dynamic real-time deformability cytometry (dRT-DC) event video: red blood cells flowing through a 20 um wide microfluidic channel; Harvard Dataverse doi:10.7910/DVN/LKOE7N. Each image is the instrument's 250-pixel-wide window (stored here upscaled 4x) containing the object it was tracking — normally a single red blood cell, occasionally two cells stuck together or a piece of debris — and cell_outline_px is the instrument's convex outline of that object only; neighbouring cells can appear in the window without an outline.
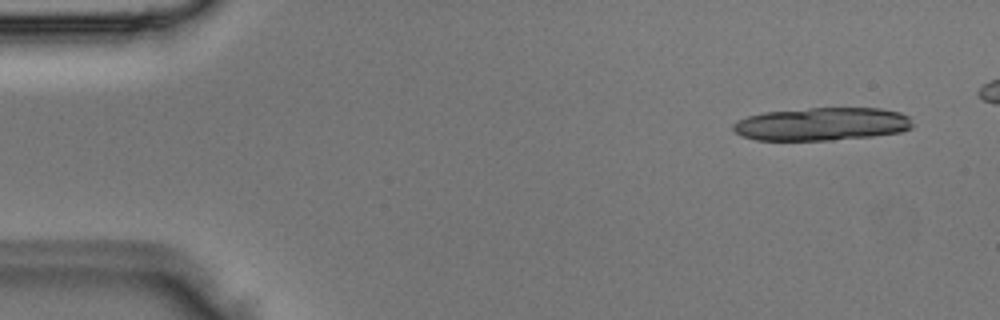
{"species": "Egyptian fruit bat (a non-hibernating species)", "species_latin": "Rousettus aegyptiacus", "temperature_condition": "room temperature", "stored_images_in_passage": 5, "camera_frame_rate_fps": 3000, "um_per_image_px": 0.085, "animal": {"sex": "male"}, "frame": {"image": 1, "passage_image": 1, "time_ms": 0.0, "image_size_px": [1000, 320], "cell_outline_px": [[912, 128], [900, 132], [872, 136], [832, 140], [756, 140], [740, 136], [732, 128], [732, 124], [736, 120], [748, 116], [764, 112], [808, 108], [880, 108], [900, 112], [908, 116], [912, 124]], "centroid_in_image_um": [69.83, 10.54], "position_along_channel_um": 15.2, "area_um2": 34.68}}